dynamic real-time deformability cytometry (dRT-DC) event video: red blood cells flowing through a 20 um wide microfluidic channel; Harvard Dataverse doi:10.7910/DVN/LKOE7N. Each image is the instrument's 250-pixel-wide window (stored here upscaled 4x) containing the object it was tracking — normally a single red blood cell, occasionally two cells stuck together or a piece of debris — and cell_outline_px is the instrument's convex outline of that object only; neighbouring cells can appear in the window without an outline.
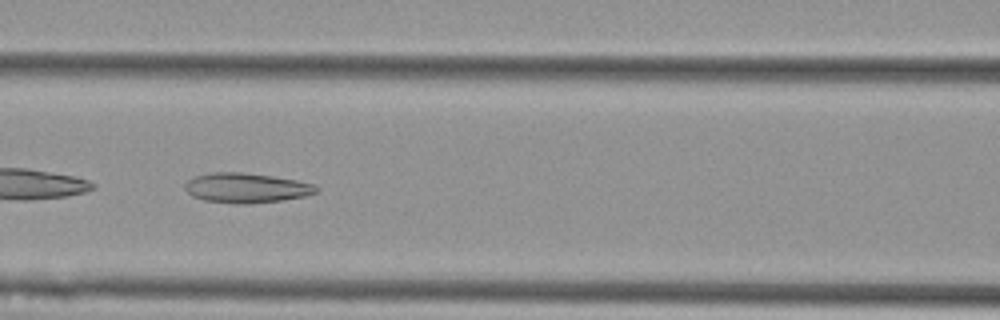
{"species": "Egyptian fruit bat (a non-hibernating species)", "species_latin": "Rousettus aegyptiacus", "temperature_condition": "cold", "stored_images_in_passage": 9, "camera_frame_rate_fps": 3000, "um_per_image_px": 0.085, "animal": {"sex": "female"}, "frame": {"image": 1, "passage_image": 6, "time_ms": 1.667, "image_size_px": [1000, 320], "cell_outline_px": [[320, 188], [316, 192], [304, 196], [280, 200], [248, 204], [236, 204], [204, 200], [192, 196], [184, 188], [184, 184], [188, 180], [196, 176], [212, 172], [244, 172], [272, 176], [296, 180], [312, 184]], "centroid_in_image_um": [20.9, 15.97], "position_along_channel_um": 145.7, "area_um2": 22.72}}
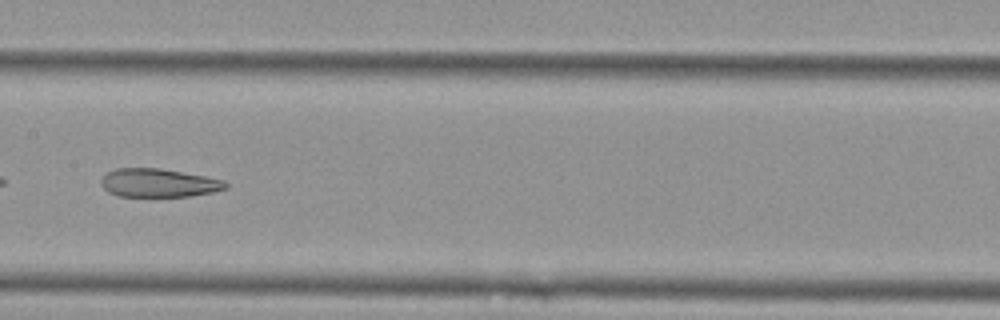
{"frame": {"image": 2, "passage_image": 7, "time_ms": 2.0, "image_size_px": [1000, 320], "cell_outline_px": [[228, 188], [212, 192], [192, 196], [120, 196], [108, 192], [100, 184], [100, 180], [108, 172], [116, 168], [160, 168], [204, 176], [224, 180], [228, 184]], "centroid_in_image_um": [13.48, 15.55], "position_along_channel_um": 193.9, "area_um2": 20.58}}
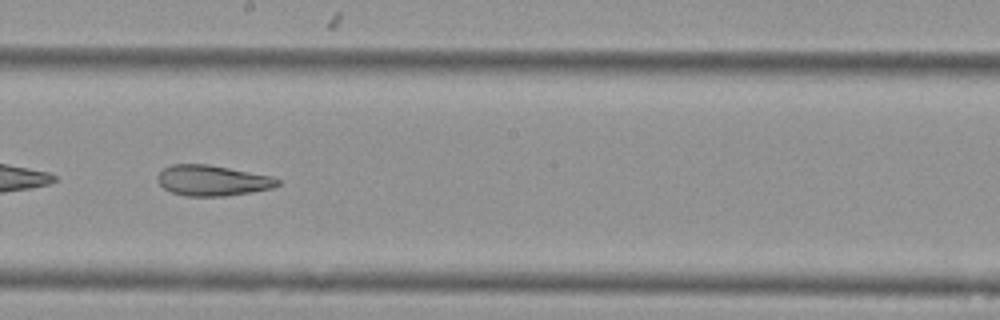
{"frame": {"image": 3, "passage_image": 8, "time_ms": 2.333, "image_size_px": [1000, 320], "cell_outline_px": [[280, 184], [272, 188], [252, 192], [224, 196], [184, 196], [172, 192], [164, 188], [160, 184], [156, 176], [164, 168], [172, 164], [208, 164], [272, 176], [280, 180]], "centroid_in_image_um": [18.06, 15.34], "position_along_channel_um": 230.1, "area_um2": 21.39}}